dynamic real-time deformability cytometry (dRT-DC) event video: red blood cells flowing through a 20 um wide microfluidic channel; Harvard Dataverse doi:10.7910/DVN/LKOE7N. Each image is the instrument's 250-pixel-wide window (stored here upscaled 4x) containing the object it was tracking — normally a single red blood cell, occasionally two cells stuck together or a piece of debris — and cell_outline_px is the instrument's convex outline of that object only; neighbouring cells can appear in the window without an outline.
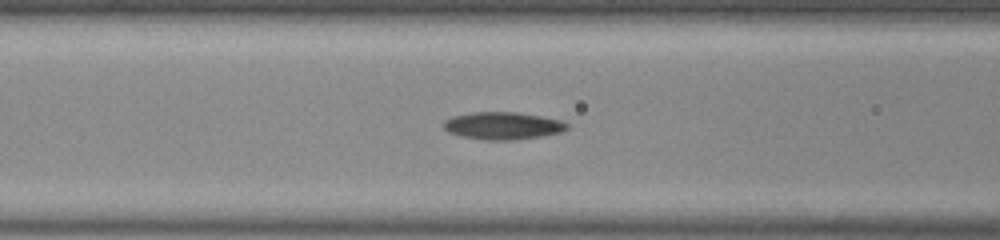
{"species": "common noctule bat (a hibernating species)", "species_latin": "Nyctalus noctula", "temperature_condition": "room temperature", "stored_images_in_passage": 18, "camera_frame_rate_fps": 3000, "um_per_image_px": 0.085, "animal": {"sex": "male", "body_mass_g": 20.0, "forearm_length_mm": 53.3}, "frame": {"image": 1, "passage_image": 13, "time_ms": 4.0, "image_size_px": [1000, 240], "cell_outline_px": [[568, 128], [560, 132], [540, 136], [512, 140], [484, 140], [460, 136], [448, 132], [444, 128], [444, 120], [452, 116], [472, 112], [516, 112], [540, 116], [560, 120], [568, 124]], "centroid_in_image_um": [42.7, 10.68], "position_along_channel_um": 123.9, "area_um2": 19.65}}
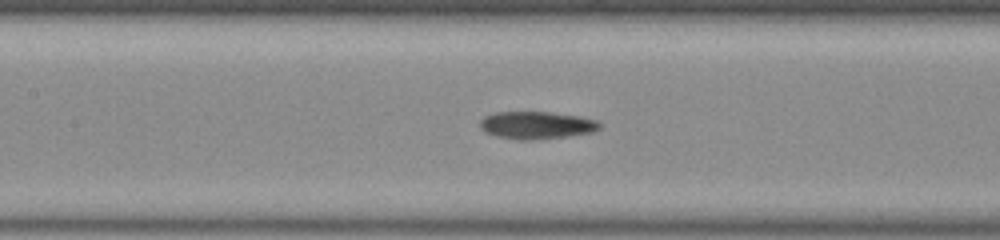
{"frame": {"image": 2, "passage_image": 16, "time_ms": 5.0, "image_size_px": [1000, 240], "cell_outline_px": [[600, 128], [592, 132], [568, 136], [532, 140], [524, 140], [496, 136], [484, 132], [480, 128], [480, 120], [484, 116], [496, 112], [552, 112], [580, 116], [596, 120], [600, 124]], "centroid_in_image_um": [45.59, 10.63], "position_along_channel_um": 161.8, "area_um2": 19.19}}